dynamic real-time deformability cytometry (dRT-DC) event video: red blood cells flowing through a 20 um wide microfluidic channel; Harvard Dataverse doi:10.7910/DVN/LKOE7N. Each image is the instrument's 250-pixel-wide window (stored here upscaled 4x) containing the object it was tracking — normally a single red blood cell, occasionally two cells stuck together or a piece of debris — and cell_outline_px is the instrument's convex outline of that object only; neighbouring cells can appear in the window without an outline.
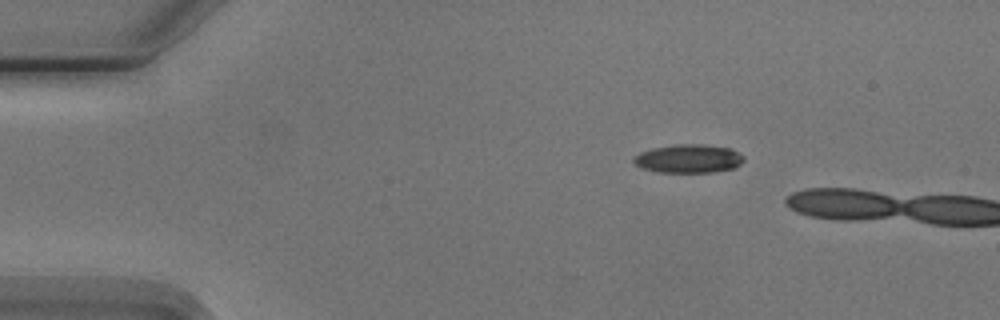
{"species": "Egyptian fruit bat (a non-hibernating species)", "species_latin": "Rousettus aegyptiacus", "temperature_condition": "cold", "stored_images_in_passage": 3, "camera_frame_rate_fps": 3000, "um_per_image_px": 0.085, "animal": {"sex": "male"}, "frame": {"image": 1, "passage_image": 1, "time_ms": 0.0, "image_size_px": [1000, 320], "cell_outline_px": [[744, 160], [740, 164], [732, 168], [716, 172], [656, 172], [644, 168], [636, 164], [632, 160], [632, 156], [640, 152], [652, 148], [676, 144], [704, 144], [728, 148], [744, 156]], "centroid_in_image_um": [58.5, 13.48], "position_along_channel_um": 26.5, "area_um2": 18.26}}